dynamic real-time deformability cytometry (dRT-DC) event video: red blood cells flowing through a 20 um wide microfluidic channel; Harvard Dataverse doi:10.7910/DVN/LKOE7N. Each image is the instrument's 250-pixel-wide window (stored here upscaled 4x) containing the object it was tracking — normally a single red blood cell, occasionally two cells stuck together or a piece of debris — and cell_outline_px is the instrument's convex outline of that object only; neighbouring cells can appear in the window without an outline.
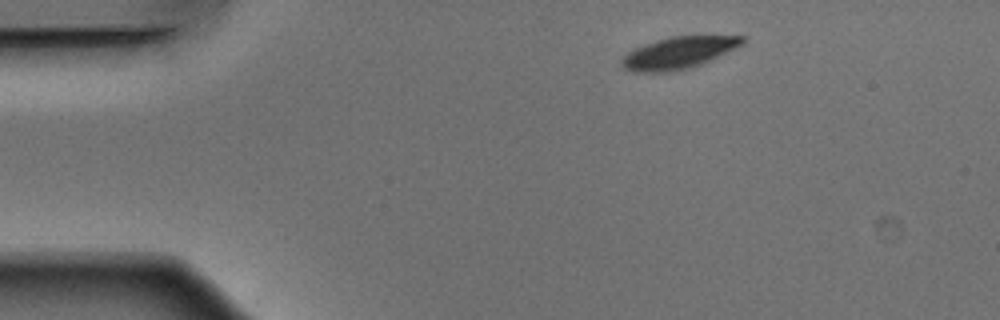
{"species": "Egyptian fruit bat (a non-hibernating species)", "species_latin": "Rousettus aegyptiacus", "temperature_condition": "warm", "stored_images_in_passage": 45, "camera_frame_rate_fps": 3000, "um_per_image_px": 0.085, "animal": {"sex": "male"}, "frame": {"image": 1, "passage_image": 1, "time_ms": 0.0, "image_size_px": [1000, 320], "cell_outline_px": [[744, 44], [700, 64], [688, 68], [668, 72], [636, 72], [624, 68], [620, 64], [620, 60], [628, 52], [644, 44], [668, 36], [744, 36]], "centroid_in_image_um": [57.64, 4.48], "position_along_channel_um": 27.4, "area_um2": 22.14}}
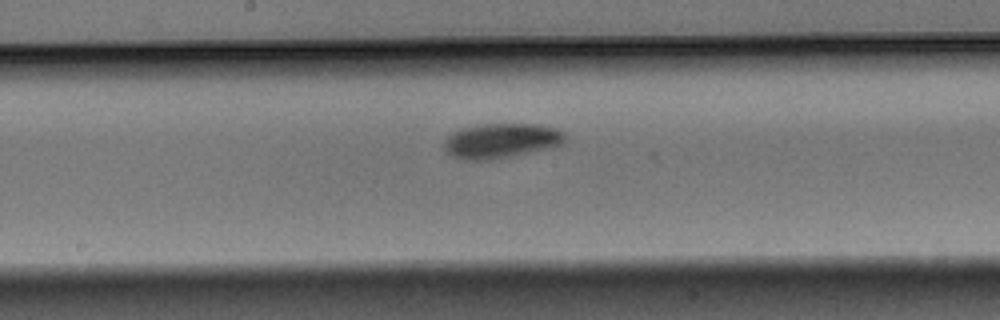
{"frame": {"image": 2, "passage_image": 20, "time_ms": 6.333, "image_size_px": [1000, 320], "cell_outline_px": [[568, 136], [560, 144], [552, 148], [488, 160], [472, 160], [452, 156], [448, 152], [444, 144], [444, 140], [448, 136], [460, 128], [484, 124], [540, 124], [556, 128], [564, 132]], "centroid_in_image_um": [42.65, 11.95], "position_along_channel_um": 205.6, "area_um2": 24.39}}
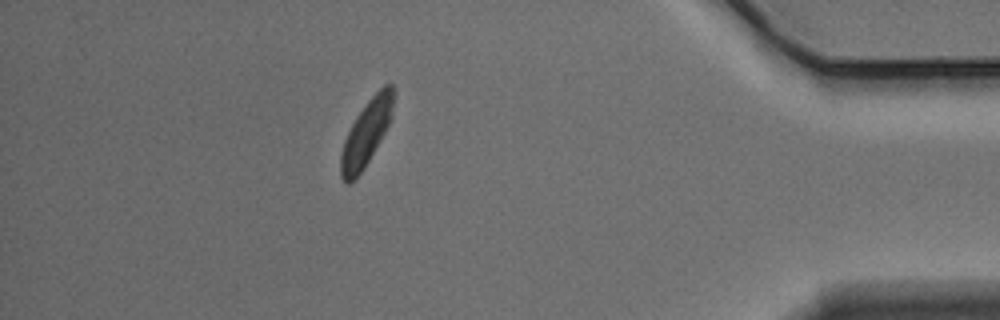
{"frame": {"image": 3, "passage_image": 39, "time_ms": 12.667, "image_size_px": [1000, 320], "cell_outline_px": [[396, 92], [392, 120], [364, 168], [348, 184], [340, 176], [340, 156], [344, 140], [356, 116], [368, 100], [384, 84], [392, 84], [396, 88]], "centroid_in_image_um": [31.19, 11.22], "position_along_channel_um": 404.0, "area_um2": 20.23}, "authors_computed_cell_mechanics": {"area_um2": 22.8888, "velocity_mm_per_s": 3.8298, "shape_relaxation_time_tau1_ms": 2.0736, "shape_relaxation_time_tau2_ms": null, "deformation_change_tau1": 0.1242, "deformation_change_tau2": null}}